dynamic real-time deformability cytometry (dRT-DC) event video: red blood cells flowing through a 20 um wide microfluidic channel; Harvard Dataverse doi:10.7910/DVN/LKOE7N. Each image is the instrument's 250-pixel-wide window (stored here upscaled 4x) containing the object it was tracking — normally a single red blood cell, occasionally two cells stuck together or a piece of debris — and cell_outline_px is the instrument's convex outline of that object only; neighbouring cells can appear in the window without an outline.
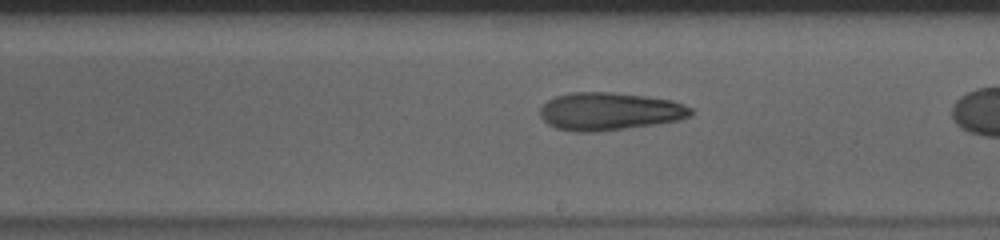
{"species": "human", "species_latin": "Homo sapiens", "temperature_condition": "cold", "stored_images_in_passage": 42, "segment_of_instrument_passage": [2, 2], "camera_frame_rate_fps": 3000, "um_per_image_px": 0.085, "donor": {"sex": "male"}, "frame": {"image": 1, "passage_image": 31, "time_ms": 10.0, "image_size_px": [1000, 240], "cell_outline_px": [[692, 112], [688, 116], [676, 120], [652, 124], [624, 128], [592, 132], [580, 132], [556, 128], [548, 124], [540, 116], [540, 108], [548, 100], [556, 96], [572, 92], [608, 92], [644, 96], [672, 100], [684, 104], [692, 108]], "centroid_in_image_um": [51.77, 9.46], "position_along_channel_um": 237.2, "area_um2": 32.71}}
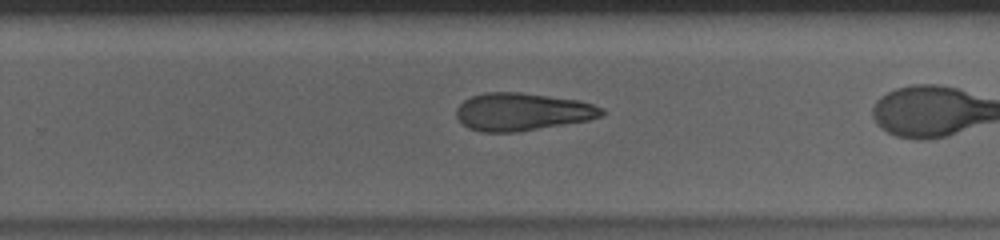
{"frame": {"image": 2, "passage_image": 35, "time_ms": 11.333, "image_size_px": [1000, 240], "cell_outline_px": [[604, 112], [600, 116], [588, 120], [516, 132], [480, 132], [468, 128], [456, 116], [456, 108], [464, 100], [472, 96], [484, 92], [520, 92], [580, 100], [604, 108]], "centroid_in_image_um": [44.37, 9.49], "position_along_channel_um": 285.4, "area_um2": 31.85}}
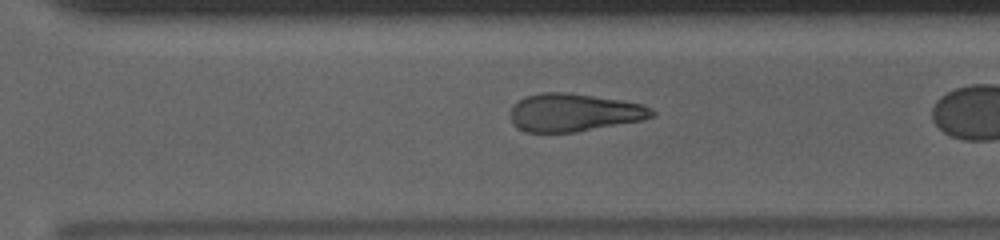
{"frame": {"image": 3, "passage_image": 38, "time_ms": 12.333, "image_size_px": [1000, 240], "cell_outline_px": [[656, 112], [652, 116], [640, 120], [576, 132], [528, 132], [512, 124], [512, 108], [520, 100], [528, 96], [544, 92], [564, 92], [620, 100], [640, 104], [652, 108]], "centroid_in_image_um": [48.79, 9.57], "position_along_channel_um": 321.8, "area_um2": 30.58}}